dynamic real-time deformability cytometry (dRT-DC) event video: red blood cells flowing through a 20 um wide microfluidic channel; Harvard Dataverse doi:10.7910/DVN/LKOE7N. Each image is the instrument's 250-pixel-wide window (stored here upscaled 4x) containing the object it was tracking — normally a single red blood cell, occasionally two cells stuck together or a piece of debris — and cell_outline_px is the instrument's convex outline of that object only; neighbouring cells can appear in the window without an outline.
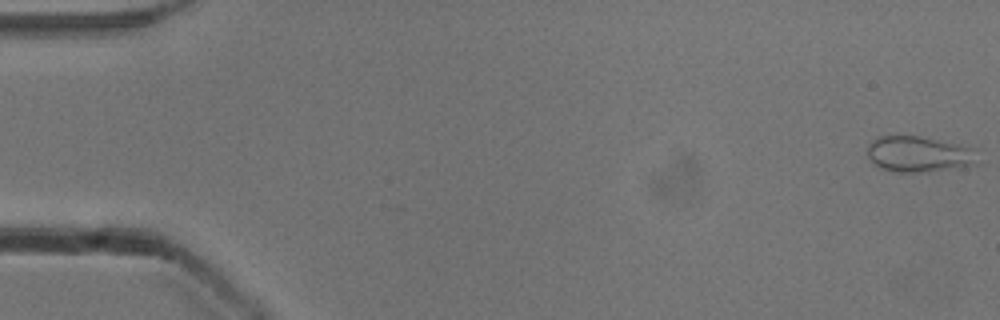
{"species": "common noctule bat (a hibernating species)", "species_latin": "Nyctalus noctula", "temperature_condition": "cold", "stored_images_in_passage": 51, "camera_frame_rate_fps": 3000, "um_per_image_px": 0.085, "animal": {"sex": "male", "body_mass_g": 13.3}, "frame": {"image": 1, "passage_image": 1, "time_ms": 0.0, "image_size_px": [1000, 320], "cell_outline_px": [[984, 164], [928, 172], [896, 172], [880, 168], [868, 156], [868, 144], [876, 136], [920, 136], [956, 144], [972, 148]], "centroid_in_image_um": [78.16, 13.12], "position_along_channel_um": 6.8, "area_um2": 23.29}}
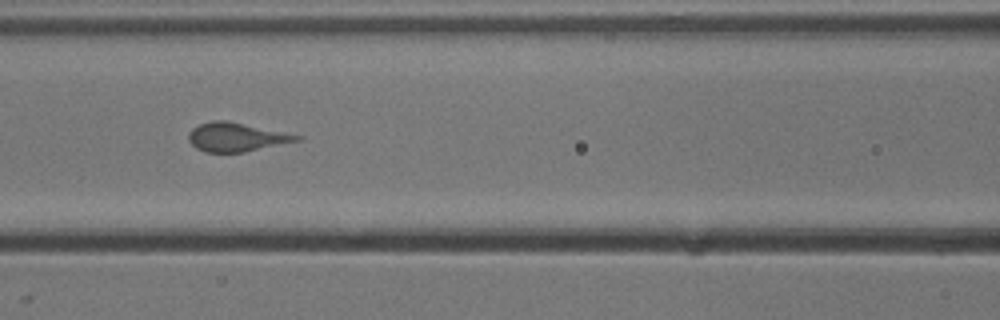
{"frame": {"image": 2, "passage_image": 23, "time_ms": 7.333, "image_size_px": [1000, 320], "cell_outline_px": [[304, 136], [300, 140], [244, 152], [204, 152], [196, 148], [188, 140], [188, 136], [192, 128], [200, 124], [212, 120], [224, 120]], "centroid_in_image_um": [20.06, 11.65], "position_along_channel_um": 146.5, "area_um2": 17.92}}
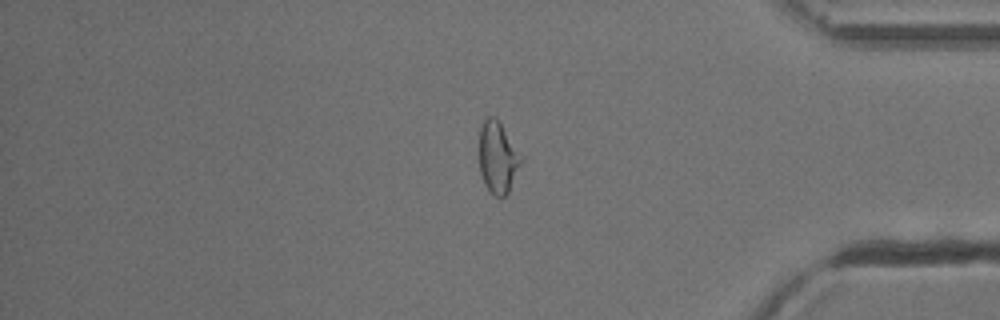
{"frame": {"image": 3, "passage_image": 44, "time_ms": 14.333, "image_size_px": [1000, 320], "cell_outline_px": [[524, 156], [508, 192], [504, 196], [492, 196], [484, 184], [480, 172], [480, 124], [488, 116], [496, 116]], "centroid_in_image_um": [42.32, 13.35], "position_along_channel_um": 392.9, "area_um2": 17.69}}